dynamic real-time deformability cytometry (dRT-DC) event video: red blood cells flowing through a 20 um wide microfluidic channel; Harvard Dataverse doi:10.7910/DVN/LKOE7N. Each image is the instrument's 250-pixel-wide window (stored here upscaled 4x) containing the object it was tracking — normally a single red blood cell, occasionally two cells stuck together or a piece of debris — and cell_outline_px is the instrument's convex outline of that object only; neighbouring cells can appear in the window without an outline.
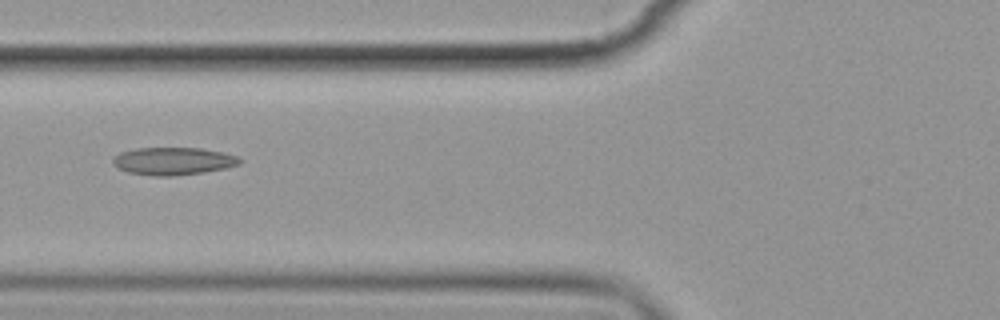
{"species": "common noctule bat (a hibernating species)", "species_latin": "Nyctalus noctula", "temperature_condition": "cold", "stored_images_in_passage": 3, "camera_frame_rate_fps": 3000, "um_per_image_px": 0.085, "animal": {"sex": "female", "body_mass_g": 19.9}, "frame": {"image": 1, "passage_image": 2, "time_ms": 1.0, "image_size_px": [1000, 320], "cell_outline_px": [[244, 160], [240, 164], [224, 168], [204, 172], [168, 176], [156, 176], [128, 172], [116, 168], [112, 164], [112, 160], [120, 152], [136, 148], [200, 148], [224, 152], [236, 156]], "centroid_in_image_um": [14.72, 13.69], "position_along_channel_um": 111.1, "area_um2": 20.4}}
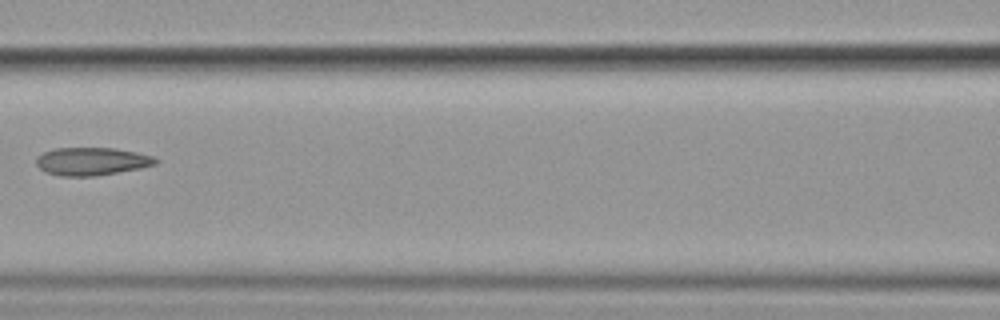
{"frame": {"image": 2, "passage_image": 3, "time_ms": 2.333, "image_size_px": [1000, 320], "cell_outline_px": [[160, 160], [156, 164], [140, 168], [92, 176], [60, 176], [44, 172], [36, 164], [36, 156], [44, 152], [56, 148], [112, 148], [136, 152], [152, 156]], "centroid_in_image_um": [7.77, 13.71], "position_along_channel_um": 158.8, "area_um2": 19.31}}